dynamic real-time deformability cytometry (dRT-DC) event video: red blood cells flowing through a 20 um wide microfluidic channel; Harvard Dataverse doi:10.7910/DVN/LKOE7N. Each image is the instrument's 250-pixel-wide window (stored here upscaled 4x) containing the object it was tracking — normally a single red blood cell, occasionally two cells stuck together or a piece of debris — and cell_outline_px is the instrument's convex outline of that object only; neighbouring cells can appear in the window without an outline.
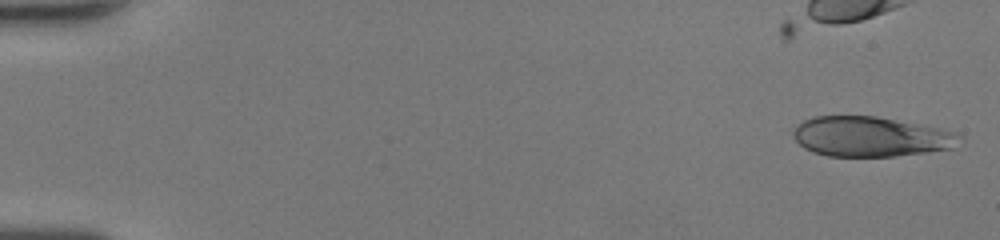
{"species": "human", "species_latin": "Homo sapiens", "temperature_condition": "room temperature", "stored_images_in_passage": 22, "camera_frame_rate_fps": 3000, "um_per_image_px": 0.085, "donor": {"sex": "female"}, "frame": {"image": 1, "passage_image": 1, "time_ms": 0.0, "image_size_px": [1000, 240], "cell_outline_px": [[964, 140], [956, 148], [928, 152], [896, 156], [828, 156], [812, 152], [804, 148], [796, 140], [792, 132], [792, 128], [804, 120], [812, 116], [876, 116], [956, 132], [964, 136]], "centroid_in_image_um": [74.04, 11.62], "position_along_channel_um": 11.0, "area_um2": 39.02}}